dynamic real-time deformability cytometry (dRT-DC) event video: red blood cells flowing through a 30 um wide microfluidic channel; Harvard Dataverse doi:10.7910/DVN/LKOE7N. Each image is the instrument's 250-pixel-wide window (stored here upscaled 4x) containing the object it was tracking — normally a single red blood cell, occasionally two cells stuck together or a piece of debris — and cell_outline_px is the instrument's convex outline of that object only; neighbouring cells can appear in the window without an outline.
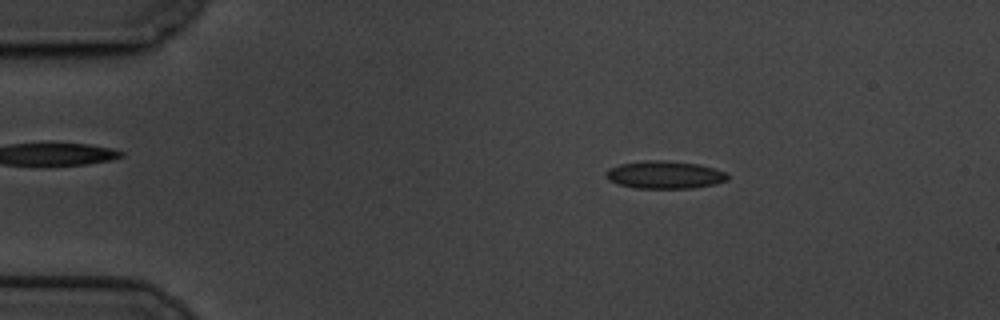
{"species": "common noctule bat (a hibernating species)", "species_latin": "Nyctalus noctula", "temperature_condition": "cold", "stored_images_in_passage": 58, "camera_frame_rate_fps": 3000, "um_per_image_px": 0.085, "animal": {"sex": "male", "body_mass_g": 19.5, "forearm_length_mm": 54.6}, "frame": {"image": 1, "passage_image": 8, "time_ms": 2.333, "image_size_px": [1000, 320], "cell_outline_px": [[728, 180], [712, 184], [692, 188], [636, 188], [620, 184], [608, 180], [604, 176], [604, 172], [608, 168], [620, 164], [644, 160], [668, 160], [700, 164], [716, 168], [724, 172], [728, 176]], "centroid_in_image_um": [56.47, 14.84], "position_along_channel_um": 28.5, "area_um2": 19.77}}
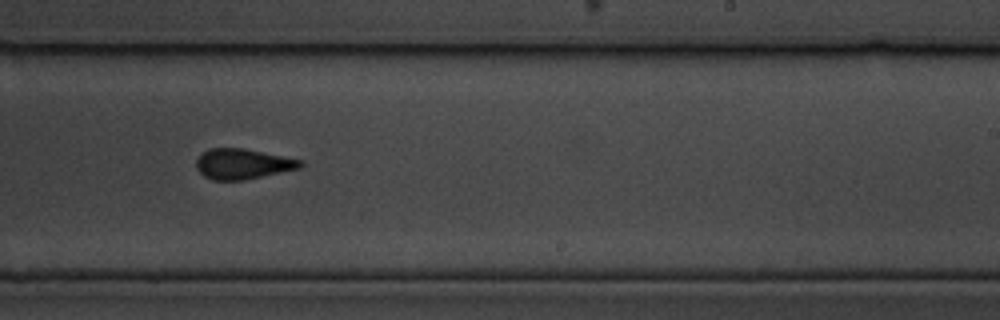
{"frame": {"image": 2, "passage_image": 35, "time_ms": 11.333, "image_size_px": [1000, 320], "cell_outline_px": [[304, 164], [300, 168], [244, 180], [212, 180], [204, 176], [196, 168], [196, 160], [208, 148], [244, 148], [304, 160]], "centroid_in_image_um": [20.65, 13.93], "position_along_channel_um": 268.4, "area_um2": 18.44}}
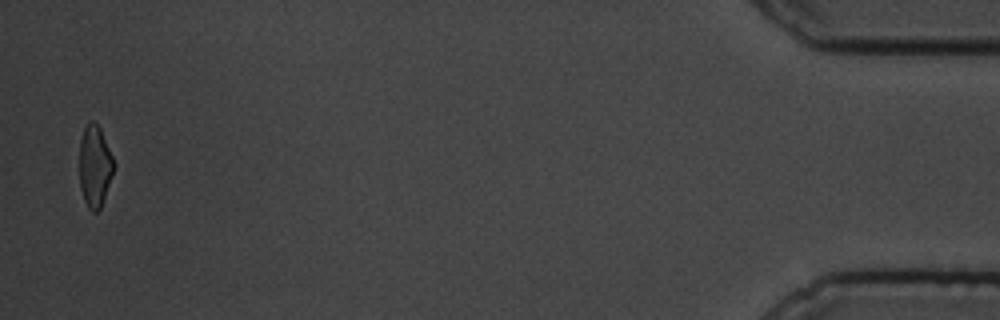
{"frame": {"image": 3, "passage_image": 57, "time_ms": 18.667, "image_size_px": [1000, 320], "cell_outline_px": [[116, 164], [112, 176], [100, 208], [96, 212], [92, 212], [88, 208], [84, 200], [80, 188], [80, 140], [84, 128], [88, 120], [92, 120], [100, 128]], "centroid_in_image_um": [8.06, 14.11], "position_along_channel_um": 427.1, "area_um2": 16.36}, "authors_computed_cell_mechanics": {"area_um2": 18.5538, "velocity_mm_per_s": 3.331, "shape_relaxation_time_tau1_ms": 3.4373, "shape_relaxation_time_tau2_ms": 2.2909, "deformation_change_tau1": 0.1215, "deformation_change_tau2": 0.1042}}